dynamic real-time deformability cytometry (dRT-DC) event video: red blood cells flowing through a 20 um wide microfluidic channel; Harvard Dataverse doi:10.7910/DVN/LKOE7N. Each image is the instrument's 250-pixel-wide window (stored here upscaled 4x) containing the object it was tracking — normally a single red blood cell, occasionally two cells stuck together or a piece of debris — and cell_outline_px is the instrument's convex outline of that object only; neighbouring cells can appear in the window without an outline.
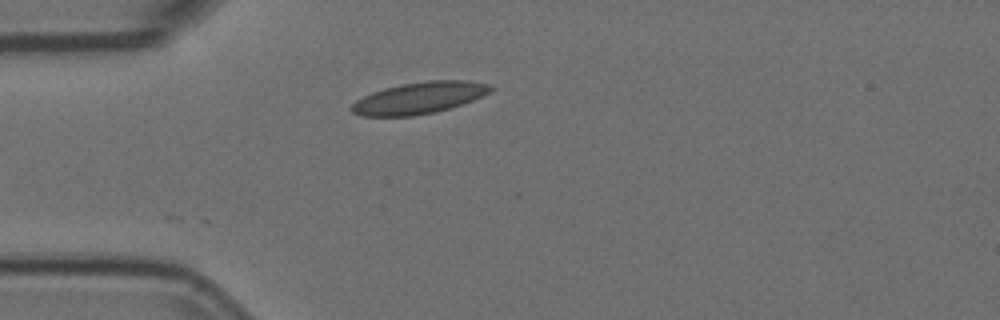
{"species": "Egyptian fruit bat (a non-hibernating species)", "species_latin": "Rousettus aegyptiacus", "temperature_condition": "room temperature", "stored_images_in_passage": 3, "camera_frame_rate_fps": 3000, "um_per_image_px": 0.085, "animal": {"sex": "female"}, "frame": {"image": 1, "passage_image": 3, "time_ms": 0.667, "image_size_px": [1000, 320], "cell_outline_px": [[496, 88], [492, 92], [472, 100], [436, 112], [412, 116], [360, 116], [352, 112], [352, 104], [356, 100], [372, 92], [384, 88], [400, 84], [428, 80], [468, 80], [488, 84]], "centroid_in_image_um": [35.65, 8.31], "position_along_channel_um": 49.3, "area_um2": 25.66}}